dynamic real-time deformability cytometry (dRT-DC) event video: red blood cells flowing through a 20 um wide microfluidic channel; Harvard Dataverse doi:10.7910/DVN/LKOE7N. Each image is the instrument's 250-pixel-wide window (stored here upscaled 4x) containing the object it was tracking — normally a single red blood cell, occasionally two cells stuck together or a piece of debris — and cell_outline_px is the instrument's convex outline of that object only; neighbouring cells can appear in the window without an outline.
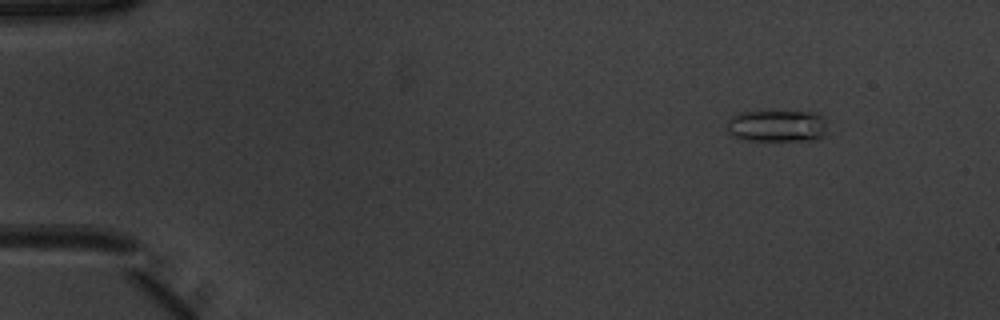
{"species": "common noctule bat (a hibernating species)", "species_latin": "Nyctalus noctula", "temperature_condition": "warm", "stored_images_in_passage": 48, "camera_frame_rate_fps": 3000, "um_per_image_px": 0.085, "animal": {"sex": "male", "body_mass_g": 20.1, "forearm_length_mm": 53.5}, "frame": {"image": 1, "passage_image": 2, "time_ms": 0.333, "image_size_px": [1000, 320], "cell_outline_px": [[828, 120], [824, 136], [816, 140], [744, 140], [732, 136], [728, 132], [728, 120], [736, 112], [816, 112], [824, 116]], "centroid_in_image_um": [66.09, 10.7], "position_along_channel_um": 18.9, "area_um2": 18.9}}
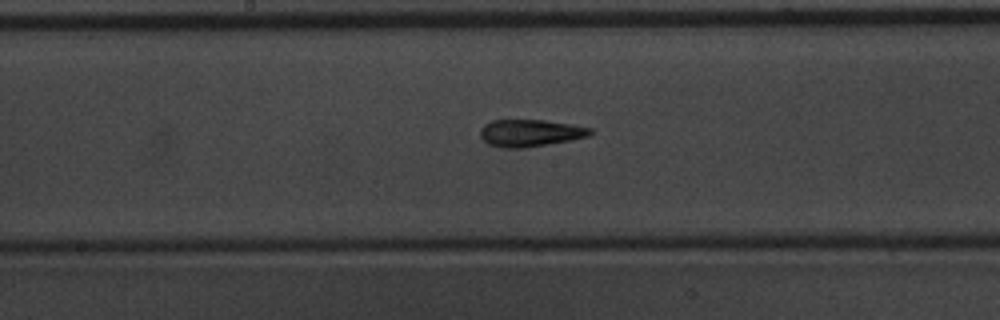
{"frame": {"image": 2, "passage_image": 24, "time_ms": 7.667, "image_size_px": [1000, 320], "cell_outline_px": [[592, 132], [588, 136], [572, 140], [524, 148], [500, 148], [488, 144], [480, 136], [480, 128], [484, 124], [492, 120], [544, 120], [592, 128]], "centroid_in_image_um": [45.02, 11.31], "position_along_channel_um": 203.2, "area_um2": 17.4}}
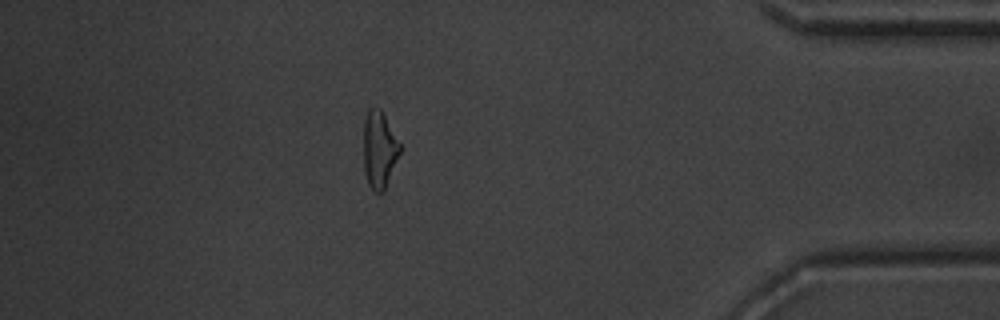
{"frame": {"image": 3, "passage_image": 42, "time_ms": 13.667, "image_size_px": [1000, 320], "cell_outline_px": [[400, 152], [384, 192], [376, 192], [368, 184], [364, 168], [364, 120], [368, 108], [380, 108], [400, 144]], "centroid_in_image_um": [32.23, 12.72], "position_along_channel_um": 403.0, "area_um2": 16.07}, "authors_computed_cell_mechanics": {"area_um2": 17.0799, "velocity_mm_per_s": 3.9501, "shape_relaxation_time_tau1_ms": 6.0363, "shape_relaxation_time_tau2_ms": 2.095, "deformation_change_tau1": 0.2185, "deformation_change_tau2": 0.1165}}